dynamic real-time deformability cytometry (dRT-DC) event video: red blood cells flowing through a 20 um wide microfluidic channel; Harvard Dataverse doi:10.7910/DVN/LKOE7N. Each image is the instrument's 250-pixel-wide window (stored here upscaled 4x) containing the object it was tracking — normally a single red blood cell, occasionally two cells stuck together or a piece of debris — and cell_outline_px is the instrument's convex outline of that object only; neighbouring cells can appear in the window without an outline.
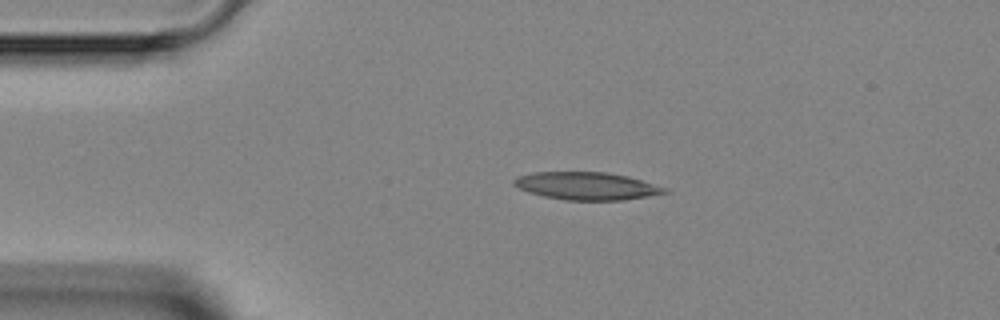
{"species": "Egyptian fruit bat (a non-hibernating species)", "species_latin": "Rousettus aegyptiacus", "temperature_condition": "room temperature", "stored_images_in_passage": 2, "camera_frame_rate_fps": 3000, "um_per_image_px": 0.085, "animal": {"sex": "female"}, "frame": {"image": 1, "passage_image": 1, "time_ms": 0.0, "image_size_px": [1000, 320], "cell_outline_px": [[672, 192], [624, 200], [564, 200], [544, 196], [528, 192], [512, 184], [512, 180], [516, 176], [532, 172], [608, 172], [628, 176], [668, 188]], "centroid_in_image_um": [49.87, 15.8], "position_along_channel_um": 35.1, "area_um2": 24.51}}